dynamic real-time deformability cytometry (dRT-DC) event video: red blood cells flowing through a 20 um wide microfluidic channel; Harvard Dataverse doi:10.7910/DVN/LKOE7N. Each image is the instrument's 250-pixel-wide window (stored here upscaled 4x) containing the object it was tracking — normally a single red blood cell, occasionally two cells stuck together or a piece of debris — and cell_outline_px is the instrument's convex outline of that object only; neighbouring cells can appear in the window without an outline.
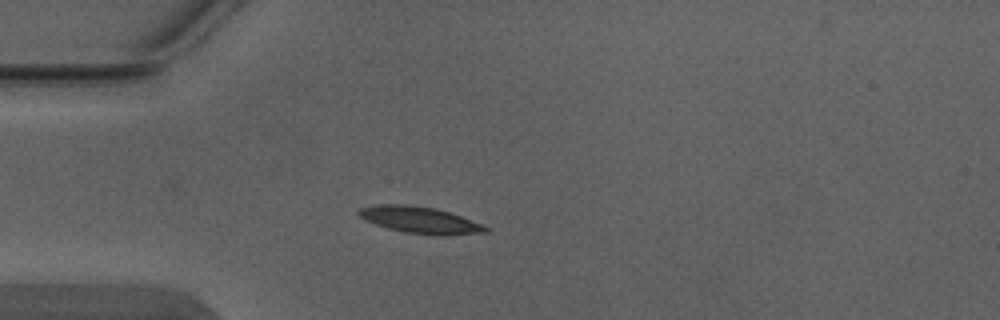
{"species": "Egyptian fruit bat (a non-hibernating species)", "species_latin": "Rousettus aegyptiacus", "temperature_condition": "warm", "stored_images_in_passage": 5, "camera_frame_rate_fps": 3000, "um_per_image_px": 0.085, "animal": {"sex": "male"}, "frame": {"image": 1, "passage_image": 5, "time_ms": 1.333, "image_size_px": [1000, 320], "cell_outline_px": [[488, 232], [404, 232], [388, 228], [364, 220], [356, 212], [360, 208], [376, 204], [408, 204], [436, 208], [484, 224], [488, 228]], "centroid_in_image_um": [35.56, 18.62], "position_along_channel_um": 49.4, "area_um2": 18.55}}